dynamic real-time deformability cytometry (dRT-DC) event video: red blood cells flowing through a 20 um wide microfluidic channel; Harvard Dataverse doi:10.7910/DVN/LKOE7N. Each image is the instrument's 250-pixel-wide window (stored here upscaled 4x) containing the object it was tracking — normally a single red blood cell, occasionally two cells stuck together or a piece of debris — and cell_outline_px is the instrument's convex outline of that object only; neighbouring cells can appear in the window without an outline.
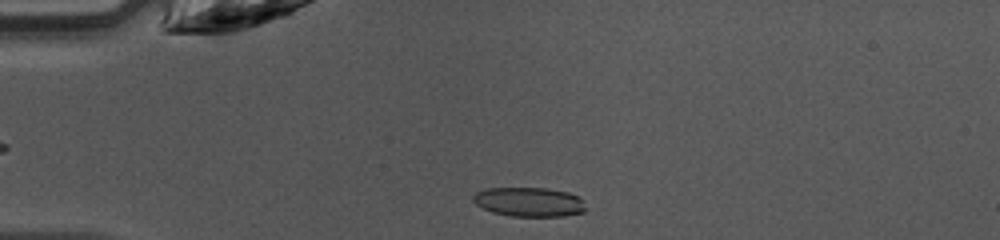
{"species": "common noctule bat (a hibernating species)", "species_latin": "Nyctalus noctula", "temperature_condition": "warm", "stored_images_in_passage": 41, "camera_frame_rate_fps": 3000, "um_per_image_px": 0.085, "animal": {"sex": "female", "body_mass_g": 10.0, "forearm_length_mm": 53.1}, "frame": {"image": 1, "passage_image": 10, "time_ms": 3.0, "image_size_px": [1000, 240], "cell_outline_px": [[584, 212], [564, 216], [512, 216], [492, 212], [476, 204], [472, 200], [472, 196], [476, 192], [484, 188], [548, 188], [568, 192], [580, 196], [584, 200]], "centroid_in_image_um": [44.98, 17.15], "position_along_channel_um": 40.0, "area_um2": 19.36}}
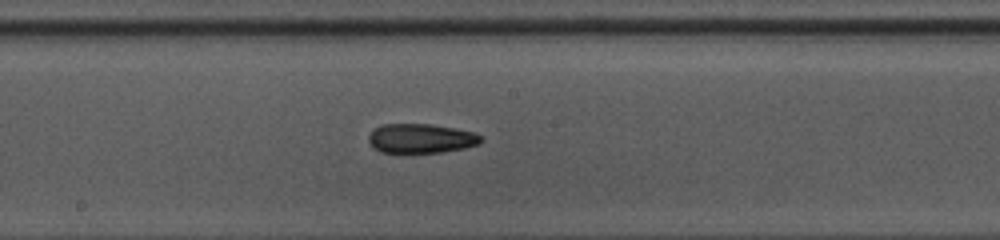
{"frame": {"image": 2, "passage_image": 24, "time_ms": 7.667, "image_size_px": [1000, 240], "cell_outline_px": [[484, 140], [480, 144], [464, 148], [440, 152], [380, 152], [372, 148], [368, 140], [368, 136], [376, 128], [384, 124], [432, 124], [476, 132]], "centroid_in_image_um": [35.8, 11.76], "position_along_channel_um": 212.4, "area_um2": 19.25}}
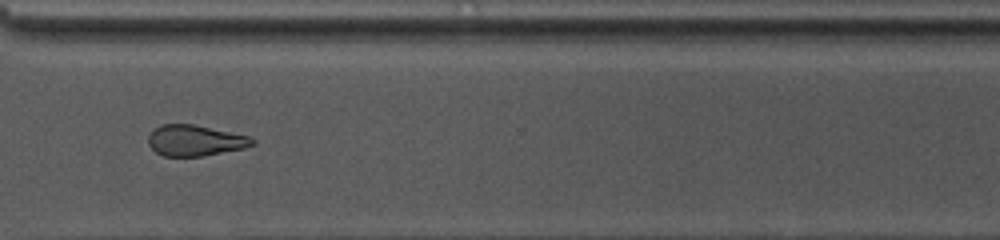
{"frame": {"image": 3, "passage_image": 34, "time_ms": 11.0, "image_size_px": [1000, 240], "cell_outline_px": [[256, 144], [244, 148], [204, 156], [164, 156], [156, 152], [148, 144], [148, 136], [160, 124], [192, 124], [248, 136], [256, 140]], "centroid_in_image_um": [16.59, 11.95], "position_along_channel_um": 354.0, "area_um2": 18.61}, "authors_computed_cell_mechanics": {"area_um2": 19.7098, "velocity_mm_per_s": 4.2588, "shape_relaxation_time_tau1_ms": null, "shape_relaxation_time_tau2_ms": 7.133, "deformation_change_tau1": null, "deformation_change_tau2": 0.174}}